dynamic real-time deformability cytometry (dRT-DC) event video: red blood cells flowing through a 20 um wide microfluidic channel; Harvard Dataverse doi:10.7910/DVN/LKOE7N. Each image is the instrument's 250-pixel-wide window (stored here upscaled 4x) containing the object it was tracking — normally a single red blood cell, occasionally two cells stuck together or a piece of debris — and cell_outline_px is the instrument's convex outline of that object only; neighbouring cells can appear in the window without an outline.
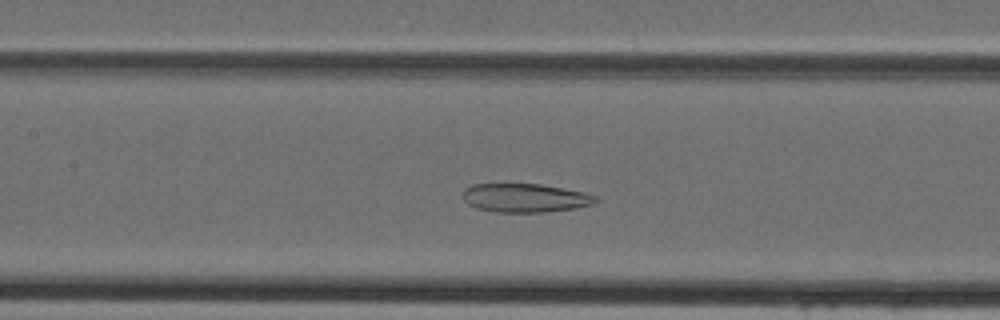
{"species": "Egyptian fruit bat (a non-hibernating species)", "species_latin": "Rousettus aegyptiacus", "temperature_condition": "cold", "stored_images_in_passage": 40, "camera_frame_rate_fps": 3000, "um_per_image_px": 0.085, "animal": {"sex": "female"}, "frame": {"image": 1, "passage_image": 16, "time_ms": 5.0, "image_size_px": [1000, 320], "cell_outline_px": [[596, 200], [592, 204], [576, 208], [544, 212], [496, 212], [476, 208], [468, 204], [464, 200], [464, 188], [472, 184], [540, 184], [584, 192], [596, 196]], "centroid_in_image_um": [44.61, 16.82], "position_along_channel_um": 162.8, "area_um2": 22.08}}
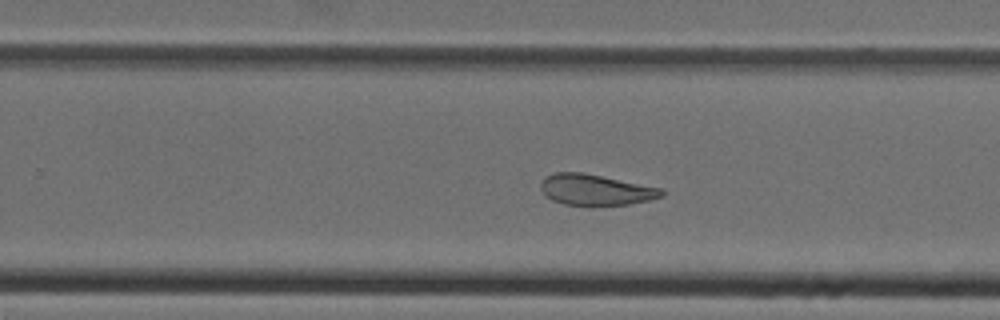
{"frame": {"image": 2, "passage_image": 24, "time_ms": 7.667, "image_size_px": [1000, 320], "cell_outline_px": [[664, 196], [648, 200], [628, 204], [592, 208], [564, 204], [552, 200], [540, 188], [540, 184], [544, 176], [556, 172], [580, 172], [664, 188]], "centroid_in_image_um": [50.64, 16.16], "position_along_channel_um": 279.2, "area_um2": 22.31}}
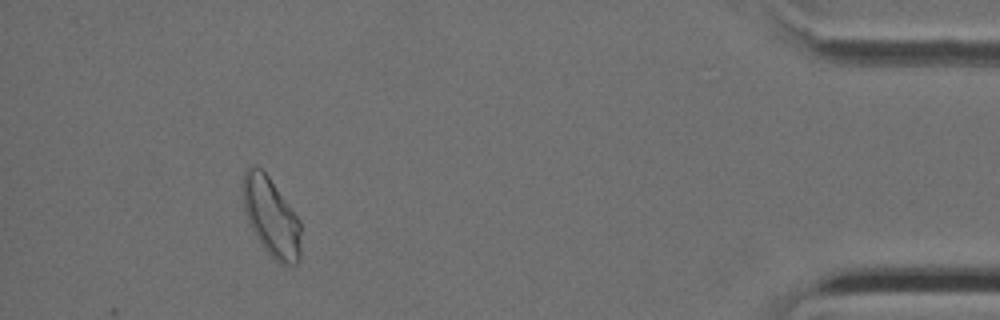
{"frame": {"image": 3, "passage_image": 37, "time_ms": 12.0, "image_size_px": [1000, 320], "cell_outline_px": [[300, 260], [296, 264], [280, 264], [260, 244], [244, 212], [244, 172], [252, 164], [260, 168], [268, 176], [300, 220]], "centroid_in_image_um": [23.07, 18.47], "position_along_channel_um": 412.1, "area_um2": 26.13}}